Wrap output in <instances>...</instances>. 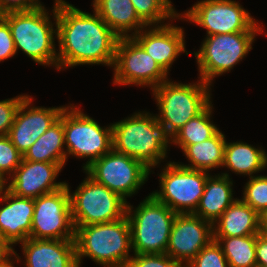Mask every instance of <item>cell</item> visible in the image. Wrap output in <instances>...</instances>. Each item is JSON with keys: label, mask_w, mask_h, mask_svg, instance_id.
Listing matches in <instances>:
<instances>
[{"label": "cell", "mask_w": 267, "mask_h": 267, "mask_svg": "<svg viewBox=\"0 0 267 267\" xmlns=\"http://www.w3.org/2000/svg\"><path fill=\"white\" fill-rule=\"evenodd\" d=\"M53 15L59 42L58 70L83 64L114 65L118 37L94 10L83 12L55 0Z\"/></svg>", "instance_id": "obj_1"}, {"label": "cell", "mask_w": 267, "mask_h": 267, "mask_svg": "<svg viewBox=\"0 0 267 267\" xmlns=\"http://www.w3.org/2000/svg\"><path fill=\"white\" fill-rule=\"evenodd\" d=\"M143 113L112 124V149L141 161L151 170L166 157L173 137L156 116Z\"/></svg>", "instance_id": "obj_2"}, {"label": "cell", "mask_w": 267, "mask_h": 267, "mask_svg": "<svg viewBox=\"0 0 267 267\" xmlns=\"http://www.w3.org/2000/svg\"><path fill=\"white\" fill-rule=\"evenodd\" d=\"M74 227L78 267L84 256L104 267H127L132 249L127 215L112 222Z\"/></svg>", "instance_id": "obj_3"}, {"label": "cell", "mask_w": 267, "mask_h": 267, "mask_svg": "<svg viewBox=\"0 0 267 267\" xmlns=\"http://www.w3.org/2000/svg\"><path fill=\"white\" fill-rule=\"evenodd\" d=\"M46 11L42 6L30 11L8 12L0 16L9 24L16 53L20 49L36 63L52 65L58 69V55L54 44L57 29L53 28L54 25Z\"/></svg>", "instance_id": "obj_4"}, {"label": "cell", "mask_w": 267, "mask_h": 267, "mask_svg": "<svg viewBox=\"0 0 267 267\" xmlns=\"http://www.w3.org/2000/svg\"><path fill=\"white\" fill-rule=\"evenodd\" d=\"M132 208L127 204L126 215L134 254H165L177 213L152 194H149L135 210L132 211ZM132 212L134 213L131 214Z\"/></svg>", "instance_id": "obj_5"}, {"label": "cell", "mask_w": 267, "mask_h": 267, "mask_svg": "<svg viewBox=\"0 0 267 267\" xmlns=\"http://www.w3.org/2000/svg\"><path fill=\"white\" fill-rule=\"evenodd\" d=\"M209 86L201 79L194 84L170 82L168 79L152 90L160 110L156 118L172 137L211 103Z\"/></svg>", "instance_id": "obj_6"}, {"label": "cell", "mask_w": 267, "mask_h": 267, "mask_svg": "<svg viewBox=\"0 0 267 267\" xmlns=\"http://www.w3.org/2000/svg\"><path fill=\"white\" fill-rule=\"evenodd\" d=\"M74 226L119 220L126 215L127 201L89 175L74 193L70 191Z\"/></svg>", "instance_id": "obj_7"}, {"label": "cell", "mask_w": 267, "mask_h": 267, "mask_svg": "<svg viewBox=\"0 0 267 267\" xmlns=\"http://www.w3.org/2000/svg\"><path fill=\"white\" fill-rule=\"evenodd\" d=\"M63 129L66 157H89L83 169L112 149V125L101 127L73 105L63 110Z\"/></svg>", "instance_id": "obj_8"}, {"label": "cell", "mask_w": 267, "mask_h": 267, "mask_svg": "<svg viewBox=\"0 0 267 267\" xmlns=\"http://www.w3.org/2000/svg\"><path fill=\"white\" fill-rule=\"evenodd\" d=\"M259 32H237L207 36L198 52H195L199 78L211 85L215 76L229 72L242 60Z\"/></svg>", "instance_id": "obj_9"}, {"label": "cell", "mask_w": 267, "mask_h": 267, "mask_svg": "<svg viewBox=\"0 0 267 267\" xmlns=\"http://www.w3.org/2000/svg\"><path fill=\"white\" fill-rule=\"evenodd\" d=\"M159 176L161 191L151 194L177 214L194 213L209 174L169 162Z\"/></svg>", "instance_id": "obj_10"}, {"label": "cell", "mask_w": 267, "mask_h": 267, "mask_svg": "<svg viewBox=\"0 0 267 267\" xmlns=\"http://www.w3.org/2000/svg\"><path fill=\"white\" fill-rule=\"evenodd\" d=\"M238 3L234 0H202L183 15L179 14V18H186L205 28L207 36L237 32L262 33L263 27Z\"/></svg>", "instance_id": "obj_11"}, {"label": "cell", "mask_w": 267, "mask_h": 267, "mask_svg": "<svg viewBox=\"0 0 267 267\" xmlns=\"http://www.w3.org/2000/svg\"><path fill=\"white\" fill-rule=\"evenodd\" d=\"M84 170L92 179L119 194L124 200L145 184L151 172L141 161L113 149L94 160Z\"/></svg>", "instance_id": "obj_12"}, {"label": "cell", "mask_w": 267, "mask_h": 267, "mask_svg": "<svg viewBox=\"0 0 267 267\" xmlns=\"http://www.w3.org/2000/svg\"><path fill=\"white\" fill-rule=\"evenodd\" d=\"M29 238L74 240L70 188L61 189L34 199V214Z\"/></svg>", "instance_id": "obj_13"}, {"label": "cell", "mask_w": 267, "mask_h": 267, "mask_svg": "<svg viewBox=\"0 0 267 267\" xmlns=\"http://www.w3.org/2000/svg\"><path fill=\"white\" fill-rule=\"evenodd\" d=\"M113 67V84L147 85L153 90L168 80V74L130 36L118 39Z\"/></svg>", "instance_id": "obj_14"}, {"label": "cell", "mask_w": 267, "mask_h": 267, "mask_svg": "<svg viewBox=\"0 0 267 267\" xmlns=\"http://www.w3.org/2000/svg\"><path fill=\"white\" fill-rule=\"evenodd\" d=\"M212 240V223L193 213L177 214L171 228L166 254L185 267Z\"/></svg>", "instance_id": "obj_15"}, {"label": "cell", "mask_w": 267, "mask_h": 267, "mask_svg": "<svg viewBox=\"0 0 267 267\" xmlns=\"http://www.w3.org/2000/svg\"><path fill=\"white\" fill-rule=\"evenodd\" d=\"M32 99L28 95L23 99L7 135L22 155L59 119L65 108L29 107Z\"/></svg>", "instance_id": "obj_16"}, {"label": "cell", "mask_w": 267, "mask_h": 267, "mask_svg": "<svg viewBox=\"0 0 267 267\" xmlns=\"http://www.w3.org/2000/svg\"><path fill=\"white\" fill-rule=\"evenodd\" d=\"M62 166L59 163L24 160L14 171L8 190L14 195L36 199L61 189L66 182H55Z\"/></svg>", "instance_id": "obj_17"}, {"label": "cell", "mask_w": 267, "mask_h": 267, "mask_svg": "<svg viewBox=\"0 0 267 267\" xmlns=\"http://www.w3.org/2000/svg\"><path fill=\"white\" fill-rule=\"evenodd\" d=\"M155 27V28H153ZM130 35L168 74L175 59L185 50L184 31L172 24L153 26ZM143 31V32H142Z\"/></svg>", "instance_id": "obj_18"}, {"label": "cell", "mask_w": 267, "mask_h": 267, "mask_svg": "<svg viewBox=\"0 0 267 267\" xmlns=\"http://www.w3.org/2000/svg\"><path fill=\"white\" fill-rule=\"evenodd\" d=\"M0 233L12 248L29 238L34 214V199L14 195L7 190L0 196Z\"/></svg>", "instance_id": "obj_19"}, {"label": "cell", "mask_w": 267, "mask_h": 267, "mask_svg": "<svg viewBox=\"0 0 267 267\" xmlns=\"http://www.w3.org/2000/svg\"><path fill=\"white\" fill-rule=\"evenodd\" d=\"M21 244L26 267H78L74 240L28 238Z\"/></svg>", "instance_id": "obj_20"}, {"label": "cell", "mask_w": 267, "mask_h": 267, "mask_svg": "<svg viewBox=\"0 0 267 267\" xmlns=\"http://www.w3.org/2000/svg\"><path fill=\"white\" fill-rule=\"evenodd\" d=\"M259 233V214L237 198L213 224V237H240Z\"/></svg>", "instance_id": "obj_21"}, {"label": "cell", "mask_w": 267, "mask_h": 267, "mask_svg": "<svg viewBox=\"0 0 267 267\" xmlns=\"http://www.w3.org/2000/svg\"><path fill=\"white\" fill-rule=\"evenodd\" d=\"M232 181L227 173L215 177L209 175L198 207L193 213L214 224L236 200L233 198Z\"/></svg>", "instance_id": "obj_22"}, {"label": "cell", "mask_w": 267, "mask_h": 267, "mask_svg": "<svg viewBox=\"0 0 267 267\" xmlns=\"http://www.w3.org/2000/svg\"><path fill=\"white\" fill-rule=\"evenodd\" d=\"M94 10L118 37L135 35L147 25L138 17L131 0H94Z\"/></svg>", "instance_id": "obj_23"}, {"label": "cell", "mask_w": 267, "mask_h": 267, "mask_svg": "<svg viewBox=\"0 0 267 267\" xmlns=\"http://www.w3.org/2000/svg\"><path fill=\"white\" fill-rule=\"evenodd\" d=\"M64 145L62 111L59 119L24 153L23 159L36 162L59 163L64 167L67 159L66 151L63 149Z\"/></svg>", "instance_id": "obj_24"}, {"label": "cell", "mask_w": 267, "mask_h": 267, "mask_svg": "<svg viewBox=\"0 0 267 267\" xmlns=\"http://www.w3.org/2000/svg\"><path fill=\"white\" fill-rule=\"evenodd\" d=\"M236 174L249 175L267 167V154L244 142L225 143L223 167Z\"/></svg>", "instance_id": "obj_25"}, {"label": "cell", "mask_w": 267, "mask_h": 267, "mask_svg": "<svg viewBox=\"0 0 267 267\" xmlns=\"http://www.w3.org/2000/svg\"><path fill=\"white\" fill-rule=\"evenodd\" d=\"M225 143V135L219 130L208 140L188 145L183 152L191 164L180 165L205 172L223 167Z\"/></svg>", "instance_id": "obj_26"}, {"label": "cell", "mask_w": 267, "mask_h": 267, "mask_svg": "<svg viewBox=\"0 0 267 267\" xmlns=\"http://www.w3.org/2000/svg\"><path fill=\"white\" fill-rule=\"evenodd\" d=\"M212 102L197 116L190 119L173 136L170 143L178 145L183 151L188 145L202 142L213 137L219 129L210 121Z\"/></svg>", "instance_id": "obj_27"}, {"label": "cell", "mask_w": 267, "mask_h": 267, "mask_svg": "<svg viewBox=\"0 0 267 267\" xmlns=\"http://www.w3.org/2000/svg\"><path fill=\"white\" fill-rule=\"evenodd\" d=\"M221 246L229 267H256V235L213 237Z\"/></svg>", "instance_id": "obj_28"}, {"label": "cell", "mask_w": 267, "mask_h": 267, "mask_svg": "<svg viewBox=\"0 0 267 267\" xmlns=\"http://www.w3.org/2000/svg\"><path fill=\"white\" fill-rule=\"evenodd\" d=\"M138 17L147 25H165L161 21L167 19H179V13L175 11L170 0H131ZM157 23V24H156Z\"/></svg>", "instance_id": "obj_29"}, {"label": "cell", "mask_w": 267, "mask_h": 267, "mask_svg": "<svg viewBox=\"0 0 267 267\" xmlns=\"http://www.w3.org/2000/svg\"><path fill=\"white\" fill-rule=\"evenodd\" d=\"M241 199L258 214L267 209V176L250 177Z\"/></svg>", "instance_id": "obj_30"}, {"label": "cell", "mask_w": 267, "mask_h": 267, "mask_svg": "<svg viewBox=\"0 0 267 267\" xmlns=\"http://www.w3.org/2000/svg\"><path fill=\"white\" fill-rule=\"evenodd\" d=\"M185 267H229L217 241L212 240Z\"/></svg>", "instance_id": "obj_31"}, {"label": "cell", "mask_w": 267, "mask_h": 267, "mask_svg": "<svg viewBox=\"0 0 267 267\" xmlns=\"http://www.w3.org/2000/svg\"><path fill=\"white\" fill-rule=\"evenodd\" d=\"M23 155L13 145L10 138L6 136L0 137V173L5 176L9 174V178L20 165ZM12 173V174H11ZM11 174V175H10Z\"/></svg>", "instance_id": "obj_32"}, {"label": "cell", "mask_w": 267, "mask_h": 267, "mask_svg": "<svg viewBox=\"0 0 267 267\" xmlns=\"http://www.w3.org/2000/svg\"><path fill=\"white\" fill-rule=\"evenodd\" d=\"M127 267H182L177 261L165 254H134Z\"/></svg>", "instance_id": "obj_33"}, {"label": "cell", "mask_w": 267, "mask_h": 267, "mask_svg": "<svg viewBox=\"0 0 267 267\" xmlns=\"http://www.w3.org/2000/svg\"><path fill=\"white\" fill-rule=\"evenodd\" d=\"M26 96L21 95L0 101V137L8 135L18 107Z\"/></svg>", "instance_id": "obj_34"}, {"label": "cell", "mask_w": 267, "mask_h": 267, "mask_svg": "<svg viewBox=\"0 0 267 267\" xmlns=\"http://www.w3.org/2000/svg\"><path fill=\"white\" fill-rule=\"evenodd\" d=\"M16 54L9 24L0 16V62Z\"/></svg>", "instance_id": "obj_35"}, {"label": "cell", "mask_w": 267, "mask_h": 267, "mask_svg": "<svg viewBox=\"0 0 267 267\" xmlns=\"http://www.w3.org/2000/svg\"><path fill=\"white\" fill-rule=\"evenodd\" d=\"M42 7L39 0H0V15L15 11H30Z\"/></svg>", "instance_id": "obj_36"}, {"label": "cell", "mask_w": 267, "mask_h": 267, "mask_svg": "<svg viewBox=\"0 0 267 267\" xmlns=\"http://www.w3.org/2000/svg\"><path fill=\"white\" fill-rule=\"evenodd\" d=\"M256 267H267V235H256Z\"/></svg>", "instance_id": "obj_37"}, {"label": "cell", "mask_w": 267, "mask_h": 267, "mask_svg": "<svg viewBox=\"0 0 267 267\" xmlns=\"http://www.w3.org/2000/svg\"><path fill=\"white\" fill-rule=\"evenodd\" d=\"M14 249L9 246V244L3 239L0 233V259L8 257L13 253Z\"/></svg>", "instance_id": "obj_38"}, {"label": "cell", "mask_w": 267, "mask_h": 267, "mask_svg": "<svg viewBox=\"0 0 267 267\" xmlns=\"http://www.w3.org/2000/svg\"><path fill=\"white\" fill-rule=\"evenodd\" d=\"M259 228L260 233L267 235V209L259 214Z\"/></svg>", "instance_id": "obj_39"}, {"label": "cell", "mask_w": 267, "mask_h": 267, "mask_svg": "<svg viewBox=\"0 0 267 267\" xmlns=\"http://www.w3.org/2000/svg\"><path fill=\"white\" fill-rule=\"evenodd\" d=\"M12 255L16 256L15 259L17 260L15 261L19 262L20 260L19 255L15 251H13V253L9 255L8 257H4L0 259V267H14V264H13L14 262L11 260Z\"/></svg>", "instance_id": "obj_40"}, {"label": "cell", "mask_w": 267, "mask_h": 267, "mask_svg": "<svg viewBox=\"0 0 267 267\" xmlns=\"http://www.w3.org/2000/svg\"><path fill=\"white\" fill-rule=\"evenodd\" d=\"M6 182V177L4 178V176L0 173V196H2L8 190V187H6L5 184Z\"/></svg>", "instance_id": "obj_41"}]
</instances>
